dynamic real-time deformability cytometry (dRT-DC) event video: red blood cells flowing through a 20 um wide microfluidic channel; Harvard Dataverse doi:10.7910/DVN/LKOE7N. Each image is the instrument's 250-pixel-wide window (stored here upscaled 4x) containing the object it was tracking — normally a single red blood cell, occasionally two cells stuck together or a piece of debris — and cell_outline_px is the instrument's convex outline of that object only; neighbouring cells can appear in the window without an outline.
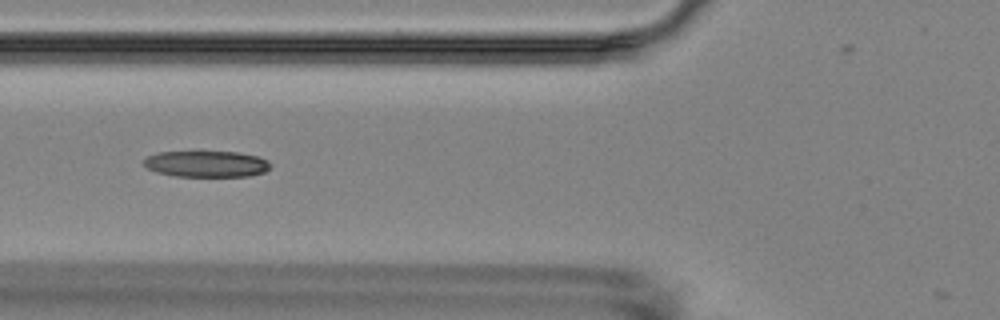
{"species": "Egyptian fruit bat (a non-hibernating species)", "species_latin": "Rousettus aegyptiacus", "temperature_condition": "room temperature", "stored_images_in_passage": 7, "camera_frame_rate_fps": 3000, "um_per_image_px": 0.085, "animal": {"sex": "female"}, "frame": {"image": 1, "passage_image": 6, "time_ms": 5.667, "image_size_px": [1000, 320], "cell_outline_px": [[272, 168], [264, 172], [252, 176], [176, 176], [156, 172], [148, 168], [144, 164], [144, 160], [148, 156], [160, 152], [236, 152], [256, 156], [268, 160], [272, 164]], "centroid_in_image_um": [17.6, 13.94], "position_along_channel_um": 108.2, "area_um2": 19.31}}